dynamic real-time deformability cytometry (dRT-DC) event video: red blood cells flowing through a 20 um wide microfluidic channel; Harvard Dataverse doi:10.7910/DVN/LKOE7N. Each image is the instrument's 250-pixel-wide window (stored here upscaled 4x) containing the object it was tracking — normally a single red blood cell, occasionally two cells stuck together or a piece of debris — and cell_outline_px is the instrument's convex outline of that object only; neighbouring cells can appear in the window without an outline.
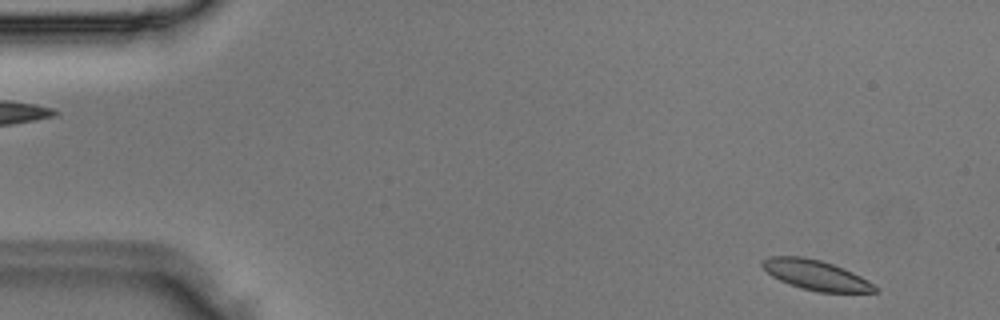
{"species": "Egyptian fruit bat (a non-hibernating species)", "species_latin": "Rousettus aegyptiacus", "temperature_condition": "room temperature", "stored_images_in_passage": 2, "segment_of_instrument_passage": [2, 2], "camera_frame_rate_fps": 3000, "um_per_image_px": 0.085, "animal": {"sex": "male"}, "frame": {"image": 1, "passage_image": 2, "time_ms": 0.333, "image_size_px": [1000, 320], "cell_outline_px": [[876, 292], [816, 292], [788, 284], [772, 276], [760, 264], [764, 260], [772, 256], [804, 256], [820, 260], [832, 264], [852, 272], [868, 280], [876, 288]], "centroid_in_image_um": [69.32, 23.38], "position_along_channel_um": 15.7, "area_um2": 19.36}}